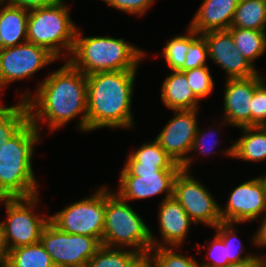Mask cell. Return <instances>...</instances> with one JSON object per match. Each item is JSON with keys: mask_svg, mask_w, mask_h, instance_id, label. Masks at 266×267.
Masks as SVG:
<instances>
[{"mask_svg": "<svg viewBox=\"0 0 266 267\" xmlns=\"http://www.w3.org/2000/svg\"><path fill=\"white\" fill-rule=\"evenodd\" d=\"M138 255L133 250L101 246L88 261L87 267H127Z\"/></svg>", "mask_w": 266, "mask_h": 267, "instance_id": "28", "label": "cell"}, {"mask_svg": "<svg viewBox=\"0 0 266 267\" xmlns=\"http://www.w3.org/2000/svg\"><path fill=\"white\" fill-rule=\"evenodd\" d=\"M9 249L5 238V228L3 221H0V261L7 259Z\"/></svg>", "mask_w": 266, "mask_h": 267, "instance_id": "42", "label": "cell"}, {"mask_svg": "<svg viewBox=\"0 0 266 267\" xmlns=\"http://www.w3.org/2000/svg\"><path fill=\"white\" fill-rule=\"evenodd\" d=\"M198 109L173 110L172 117L154 138L159 146L181 165L182 170L191 171L193 158L190 156L198 126Z\"/></svg>", "mask_w": 266, "mask_h": 267, "instance_id": "11", "label": "cell"}, {"mask_svg": "<svg viewBox=\"0 0 266 267\" xmlns=\"http://www.w3.org/2000/svg\"><path fill=\"white\" fill-rule=\"evenodd\" d=\"M228 31L240 53L256 68L255 61L266 52V31L238 27H230Z\"/></svg>", "mask_w": 266, "mask_h": 267, "instance_id": "22", "label": "cell"}, {"mask_svg": "<svg viewBox=\"0 0 266 267\" xmlns=\"http://www.w3.org/2000/svg\"><path fill=\"white\" fill-rule=\"evenodd\" d=\"M110 8L118 9L128 15L141 16L154 4L155 0H101Z\"/></svg>", "mask_w": 266, "mask_h": 267, "instance_id": "35", "label": "cell"}, {"mask_svg": "<svg viewBox=\"0 0 266 267\" xmlns=\"http://www.w3.org/2000/svg\"><path fill=\"white\" fill-rule=\"evenodd\" d=\"M53 2H65V0H52Z\"/></svg>", "mask_w": 266, "mask_h": 267, "instance_id": "45", "label": "cell"}, {"mask_svg": "<svg viewBox=\"0 0 266 267\" xmlns=\"http://www.w3.org/2000/svg\"><path fill=\"white\" fill-rule=\"evenodd\" d=\"M208 45L209 59L224 70L227 79L250 78L260 73L235 46L228 30L202 34Z\"/></svg>", "mask_w": 266, "mask_h": 267, "instance_id": "14", "label": "cell"}, {"mask_svg": "<svg viewBox=\"0 0 266 267\" xmlns=\"http://www.w3.org/2000/svg\"><path fill=\"white\" fill-rule=\"evenodd\" d=\"M129 172H179L181 167H155L140 165L130 155L126 157L123 165Z\"/></svg>", "mask_w": 266, "mask_h": 267, "instance_id": "37", "label": "cell"}, {"mask_svg": "<svg viewBox=\"0 0 266 267\" xmlns=\"http://www.w3.org/2000/svg\"><path fill=\"white\" fill-rule=\"evenodd\" d=\"M179 172H129L124 166L119 176L118 191L123 200H142L159 194L173 196V184Z\"/></svg>", "mask_w": 266, "mask_h": 267, "instance_id": "15", "label": "cell"}, {"mask_svg": "<svg viewBox=\"0 0 266 267\" xmlns=\"http://www.w3.org/2000/svg\"><path fill=\"white\" fill-rule=\"evenodd\" d=\"M28 16L26 9L0 5V49L27 42Z\"/></svg>", "mask_w": 266, "mask_h": 267, "instance_id": "21", "label": "cell"}, {"mask_svg": "<svg viewBox=\"0 0 266 267\" xmlns=\"http://www.w3.org/2000/svg\"><path fill=\"white\" fill-rule=\"evenodd\" d=\"M188 50V28L186 34L177 35L167 40L165 46L163 47V54L166 61V65L169 69L180 70L186 60V54Z\"/></svg>", "mask_w": 266, "mask_h": 267, "instance_id": "31", "label": "cell"}, {"mask_svg": "<svg viewBox=\"0 0 266 267\" xmlns=\"http://www.w3.org/2000/svg\"><path fill=\"white\" fill-rule=\"evenodd\" d=\"M35 93L26 90L19 99L26 101L30 121L39 131L40 123H46L53 132L81 115L79 131L87 132V77L68 60L49 72Z\"/></svg>", "mask_w": 266, "mask_h": 267, "instance_id": "1", "label": "cell"}, {"mask_svg": "<svg viewBox=\"0 0 266 267\" xmlns=\"http://www.w3.org/2000/svg\"><path fill=\"white\" fill-rule=\"evenodd\" d=\"M66 2H53L42 8L29 10L27 42L46 48L58 60L69 59L77 31Z\"/></svg>", "mask_w": 266, "mask_h": 267, "instance_id": "6", "label": "cell"}, {"mask_svg": "<svg viewBox=\"0 0 266 267\" xmlns=\"http://www.w3.org/2000/svg\"><path fill=\"white\" fill-rule=\"evenodd\" d=\"M210 246L208 248L207 262H200V267H225L228 264V252L227 246H225L223 240L215 234L214 238L211 239ZM211 260H210V259ZM211 261V262H210Z\"/></svg>", "mask_w": 266, "mask_h": 267, "instance_id": "34", "label": "cell"}, {"mask_svg": "<svg viewBox=\"0 0 266 267\" xmlns=\"http://www.w3.org/2000/svg\"><path fill=\"white\" fill-rule=\"evenodd\" d=\"M240 129L243 135L226 148L224 156L248 162L266 160V127L250 126Z\"/></svg>", "mask_w": 266, "mask_h": 267, "instance_id": "20", "label": "cell"}, {"mask_svg": "<svg viewBox=\"0 0 266 267\" xmlns=\"http://www.w3.org/2000/svg\"><path fill=\"white\" fill-rule=\"evenodd\" d=\"M40 243L55 267H87L88 261L102 246L96 237L68 234L51 221L43 229Z\"/></svg>", "mask_w": 266, "mask_h": 267, "instance_id": "9", "label": "cell"}, {"mask_svg": "<svg viewBox=\"0 0 266 267\" xmlns=\"http://www.w3.org/2000/svg\"><path fill=\"white\" fill-rule=\"evenodd\" d=\"M178 248L181 247H152L149 250L152 267H200L193 256L178 253Z\"/></svg>", "mask_w": 266, "mask_h": 267, "instance_id": "27", "label": "cell"}, {"mask_svg": "<svg viewBox=\"0 0 266 267\" xmlns=\"http://www.w3.org/2000/svg\"><path fill=\"white\" fill-rule=\"evenodd\" d=\"M231 27L266 31V0H239Z\"/></svg>", "mask_w": 266, "mask_h": 267, "instance_id": "23", "label": "cell"}, {"mask_svg": "<svg viewBox=\"0 0 266 267\" xmlns=\"http://www.w3.org/2000/svg\"><path fill=\"white\" fill-rule=\"evenodd\" d=\"M10 6L19 7L26 10L42 8L53 3L52 0H4Z\"/></svg>", "mask_w": 266, "mask_h": 267, "instance_id": "38", "label": "cell"}, {"mask_svg": "<svg viewBox=\"0 0 266 267\" xmlns=\"http://www.w3.org/2000/svg\"><path fill=\"white\" fill-rule=\"evenodd\" d=\"M70 56L67 60L88 76L97 72L138 70L146 52L126 42L124 38L84 37L78 27Z\"/></svg>", "mask_w": 266, "mask_h": 267, "instance_id": "4", "label": "cell"}, {"mask_svg": "<svg viewBox=\"0 0 266 267\" xmlns=\"http://www.w3.org/2000/svg\"><path fill=\"white\" fill-rule=\"evenodd\" d=\"M264 80L259 73L250 78L227 79L224 90L223 124L232 127L251 126V103L255 88Z\"/></svg>", "mask_w": 266, "mask_h": 267, "instance_id": "16", "label": "cell"}, {"mask_svg": "<svg viewBox=\"0 0 266 267\" xmlns=\"http://www.w3.org/2000/svg\"><path fill=\"white\" fill-rule=\"evenodd\" d=\"M90 196V197H89ZM88 197L72 202L50 215V221L68 234L96 237L102 242L105 217V186L97 188Z\"/></svg>", "mask_w": 266, "mask_h": 267, "instance_id": "8", "label": "cell"}, {"mask_svg": "<svg viewBox=\"0 0 266 267\" xmlns=\"http://www.w3.org/2000/svg\"><path fill=\"white\" fill-rule=\"evenodd\" d=\"M225 267H266V254L257 255L236 263H228Z\"/></svg>", "mask_w": 266, "mask_h": 267, "instance_id": "39", "label": "cell"}, {"mask_svg": "<svg viewBox=\"0 0 266 267\" xmlns=\"http://www.w3.org/2000/svg\"><path fill=\"white\" fill-rule=\"evenodd\" d=\"M251 103V126L266 124V78L255 88Z\"/></svg>", "mask_w": 266, "mask_h": 267, "instance_id": "33", "label": "cell"}, {"mask_svg": "<svg viewBox=\"0 0 266 267\" xmlns=\"http://www.w3.org/2000/svg\"><path fill=\"white\" fill-rule=\"evenodd\" d=\"M0 267H15L7 259L0 261Z\"/></svg>", "mask_w": 266, "mask_h": 267, "instance_id": "43", "label": "cell"}, {"mask_svg": "<svg viewBox=\"0 0 266 267\" xmlns=\"http://www.w3.org/2000/svg\"><path fill=\"white\" fill-rule=\"evenodd\" d=\"M40 194L28 198H0L7 217L3 220L9 250L40 242L50 216L41 217L35 210Z\"/></svg>", "mask_w": 266, "mask_h": 267, "instance_id": "7", "label": "cell"}, {"mask_svg": "<svg viewBox=\"0 0 266 267\" xmlns=\"http://www.w3.org/2000/svg\"><path fill=\"white\" fill-rule=\"evenodd\" d=\"M261 224L256 230V233L252 236V242L254 246H258L257 248H265L266 247V214L260 218Z\"/></svg>", "mask_w": 266, "mask_h": 267, "instance_id": "40", "label": "cell"}, {"mask_svg": "<svg viewBox=\"0 0 266 267\" xmlns=\"http://www.w3.org/2000/svg\"><path fill=\"white\" fill-rule=\"evenodd\" d=\"M191 171L180 170L173 184V197L182 205L191 220L210 228L222 222L220 204Z\"/></svg>", "mask_w": 266, "mask_h": 267, "instance_id": "10", "label": "cell"}, {"mask_svg": "<svg viewBox=\"0 0 266 267\" xmlns=\"http://www.w3.org/2000/svg\"><path fill=\"white\" fill-rule=\"evenodd\" d=\"M4 3V0H0V5H2Z\"/></svg>", "mask_w": 266, "mask_h": 267, "instance_id": "46", "label": "cell"}, {"mask_svg": "<svg viewBox=\"0 0 266 267\" xmlns=\"http://www.w3.org/2000/svg\"><path fill=\"white\" fill-rule=\"evenodd\" d=\"M41 133L29 121L16 135L0 146V198H28L39 193L33 170L35 146Z\"/></svg>", "mask_w": 266, "mask_h": 267, "instance_id": "3", "label": "cell"}, {"mask_svg": "<svg viewBox=\"0 0 266 267\" xmlns=\"http://www.w3.org/2000/svg\"><path fill=\"white\" fill-rule=\"evenodd\" d=\"M209 58L208 45L205 37L198 34L188 26V50L183 67L179 71H186L202 66H209L206 60Z\"/></svg>", "mask_w": 266, "mask_h": 267, "instance_id": "30", "label": "cell"}, {"mask_svg": "<svg viewBox=\"0 0 266 267\" xmlns=\"http://www.w3.org/2000/svg\"><path fill=\"white\" fill-rule=\"evenodd\" d=\"M151 229L128 201L105 186V217L102 246L140 253L152 248Z\"/></svg>", "mask_w": 266, "mask_h": 267, "instance_id": "5", "label": "cell"}, {"mask_svg": "<svg viewBox=\"0 0 266 267\" xmlns=\"http://www.w3.org/2000/svg\"><path fill=\"white\" fill-rule=\"evenodd\" d=\"M259 178L262 180L264 187L266 188V172L265 175H260Z\"/></svg>", "mask_w": 266, "mask_h": 267, "instance_id": "44", "label": "cell"}, {"mask_svg": "<svg viewBox=\"0 0 266 267\" xmlns=\"http://www.w3.org/2000/svg\"><path fill=\"white\" fill-rule=\"evenodd\" d=\"M161 99L170 110L199 109L200 100L192 92L183 71L172 70L161 86Z\"/></svg>", "mask_w": 266, "mask_h": 267, "instance_id": "19", "label": "cell"}, {"mask_svg": "<svg viewBox=\"0 0 266 267\" xmlns=\"http://www.w3.org/2000/svg\"><path fill=\"white\" fill-rule=\"evenodd\" d=\"M235 226V223L221 222L213 228L216 234L223 240L225 246H227L228 263L241 262L254 255L253 252L243 254L245 246L237 236L238 229Z\"/></svg>", "mask_w": 266, "mask_h": 267, "instance_id": "29", "label": "cell"}, {"mask_svg": "<svg viewBox=\"0 0 266 267\" xmlns=\"http://www.w3.org/2000/svg\"><path fill=\"white\" fill-rule=\"evenodd\" d=\"M228 198L224 208L220 205L222 222L243 224L266 214V188L259 176L235 187Z\"/></svg>", "mask_w": 266, "mask_h": 267, "instance_id": "13", "label": "cell"}, {"mask_svg": "<svg viewBox=\"0 0 266 267\" xmlns=\"http://www.w3.org/2000/svg\"><path fill=\"white\" fill-rule=\"evenodd\" d=\"M239 0H203L189 27L198 34L228 30Z\"/></svg>", "mask_w": 266, "mask_h": 267, "instance_id": "18", "label": "cell"}, {"mask_svg": "<svg viewBox=\"0 0 266 267\" xmlns=\"http://www.w3.org/2000/svg\"><path fill=\"white\" fill-rule=\"evenodd\" d=\"M57 60L46 48L31 42L0 49V90L12 82L33 77Z\"/></svg>", "mask_w": 266, "mask_h": 267, "instance_id": "12", "label": "cell"}, {"mask_svg": "<svg viewBox=\"0 0 266 267\" xmlns=\"http://www.w3.org/2000/svg\"><path fill=\"white\" fill-rule=\"evenodd\" d=\"M127 267H152L151 255L149 252L138 254Z\"/></svg>", "mask_w": 266, "mask_h": 267, "instance_id": "41", "label": "cell"}, {"mask_svg": "<svg viewBox=\"0 0 266 267\" xmlns=\"http://www.w3.org/2000/svg\"><path fill=\"white\" fill-rule=\"evenodd\" d=\"M137 70L107 71L87 77V132L110 127L133 129L132 97Z\"/></svg>", "mask_w": 266, "mask_h": 267, "instance_id": "2", "label": "cell"}, {"mask_svg": "<svg viewBox=\"0 0 266 267\" xmlns=\"http://www.w3.org/2000/svg\"><path fill=\"white\" fill-rule=\"evenodd\" d=\"M7 260L15 267H55L40 242L9 250Z\"/></svg>", "mask_w": 266, "mask_h": 267, "instance_id": "25", "label": "cell"}, {"mask_svg": "<svg viewBox=\"0 0 266 267\" xmlns=\"http://www.w3.org/2000/svg\"><path fill=\"white\" fill-rule=\"evenodd\" d=\"M208 129H209L210 132L208 130L202 131V130H200V128L198 126L197 133H196V136L194 138L192 149H191L192 153L198 151L197 154L199 153V154H203V155H206V156H210V155H212L214 153V151H213L214 149L213 148L215 147V145L219 144L220 142L216 141V139L212 138V137H214V136H216V134H218L217 133L218 130H215L214 127L211 128V126L208 127ZM213 130L216 131V133L213 132ZM205 139H208V140L210 139L212 141V144H207L209 142L208 141L206 142Z\"/></svg>", "mask_w": 266, "mask_h": 267, "instance_id": "36", "label": "cell"}, {"mask_svg": "<svg viewBox=\"0 0 266 267\" xmlns=\"http://www.w3.org/2000/svg\"><path fill=\"white\" fill-rule=\"evenodd\" d=\"M29 121L26 101L19 100L9 107L0 103V146L3 141H8L16 135Z\"/></svg>", "mask_w": 266, "mask_h": 267, "instance_id": "24", "label": "cell"}, {"mask_svg": "<svg viewBox=\"0 0 266 267\" xmlns=\"http://www.w3.org/2000/svg\"><path fill=\"white\" fill-rule=\"evenodd\" d=\"M140 165L155 167H181L159 146L156 140L143 143L129 154Z\"/></svg>", "mask_w": 266, "mask_h": 267, "instance_id": "26", "label": "cell"}, {"mask_svg": "<svg viewBox=\"0 0 266 267\" xmlns=\"http://www.w3.org/2000/svg\"><path fill=\"white\" fill-rule=\"evenodd\" d=\"M158 207V226L162 238L158 241L150 231L152 247H182L190 226L195 223L173 196L162 199Z\"/></svg>", "mask_w": 266, "mask_h": 267, "instance_id": "17", "label": "cell"}, {"mask_svg": "<svg viewBox=\"0 0 266 267\" xmlns=\"http://www.w3.org/2000/svg\"><path fill=\"white\" fill-rule=\"evenodd\" d=\"M194 95L201 101L213 93L214 80L209 66L183 71Z\"/></svg>", "mask_w": 266, "mask_h": 267, "instance_id": "32", "label": "cell"}]
</instances>
